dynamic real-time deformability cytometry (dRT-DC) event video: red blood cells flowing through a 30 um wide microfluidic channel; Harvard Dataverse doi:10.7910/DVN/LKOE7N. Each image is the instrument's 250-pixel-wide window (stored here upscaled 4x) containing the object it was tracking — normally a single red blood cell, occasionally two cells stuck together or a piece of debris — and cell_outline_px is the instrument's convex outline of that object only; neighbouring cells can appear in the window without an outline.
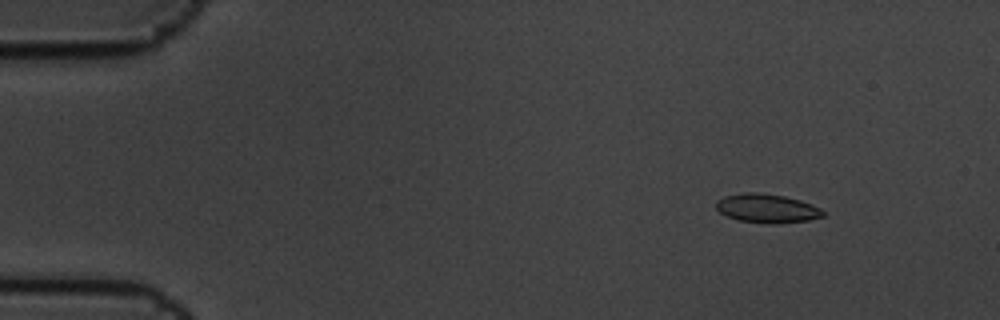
{"species": "common noctule bat (a hibernating species)", "species_latin": "Nyctalus noctula", "temperature_condition": "cold", "stored_images_in_passage": 6, "camera_frame_rate_fps": 3000, "um_per_image_px": 0.085, "animal": {"sex": "male", "body_mass_g": 19.5, "forearm_length_mm": 54.6}, "frame": {"image": 1, "passage_image": 2, "time_ms": 0.333, "image_size_px": [1000, 320], "cell_outline_px": [[824, 216], [808, 220], [776, 224], [768, 224], [740, 220], [728, 216], [720, 212], [716, 208], [716, 200], [724, 196], [744, 192], [760, 192], [784, 196], [800, 200], [812, 204], [820, 208], [824, 212]], "centroid_in_image_um": [65.19, 17.7], "position_along_channel_um": 19.8, "area_um2": 18.03}}
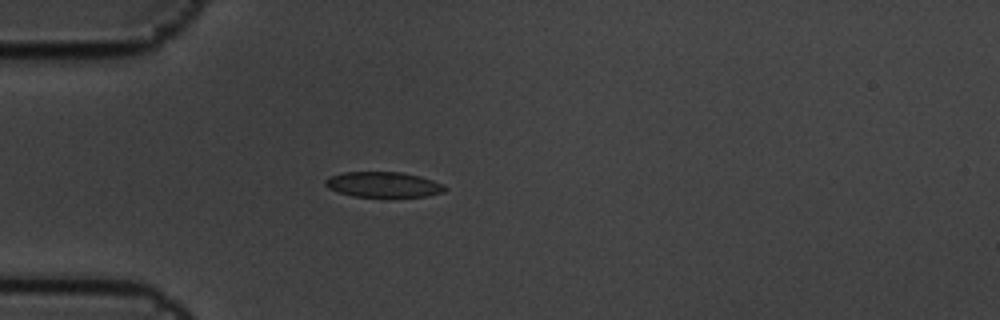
{"frame": {"image": 2, "passage_image": 5, "time_ms": 1.333, "image_size_px": [1000, 320], "cell_outline_px": [[448, 188], [444, 192], [428, 196], [388, 200], [352, 196], [328, 188], [324, 184], [324, 180], [328, 176], [344, 172], [400, 172], [420, 176], [444, 184]], "centroid_in_image_um": [32.61, 15.74], "position_along_channel_um": 52.4, "area_um2": 18.73}}